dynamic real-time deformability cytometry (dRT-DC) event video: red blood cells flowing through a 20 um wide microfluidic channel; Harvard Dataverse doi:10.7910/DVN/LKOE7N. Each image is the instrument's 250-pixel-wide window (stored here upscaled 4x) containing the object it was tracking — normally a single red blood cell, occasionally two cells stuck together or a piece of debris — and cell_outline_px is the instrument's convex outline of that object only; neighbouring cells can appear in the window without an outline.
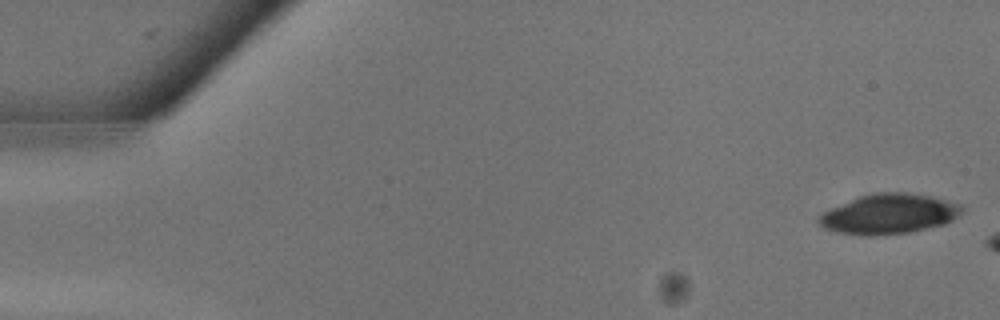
{"species": "common noctule bat (a hibernating species)", "species_latin": "Nyctalus noctula", "temperature_condition": "warm", "stored_images_in_passage": 5, "camera_frame_rate_fps": 3000, "um_per_image_px": 0.085, "animal": {"sex": "male", "body_mass_g": 13.3}, "frame": {"image": 1, "passage_image": 1, "time_ms": 0.0, "image_size_px": [1000, 320], "cell_outline_px": [[964, 212], [960, 216], [944, 224], [928, 228], [908, 232], [876, 236], [860, 236], [836, 232], [824, 228], [816, 224], [816, 220], [824, 212], [832, 208], [860, 196], [876, 192], [908, 192], [932, 196], [960, 204], [964, 208]], "centroid_in_image_um": [75.58, 18.2], "position_along_channel_um": 9.4, "area_um2": 33.58}}